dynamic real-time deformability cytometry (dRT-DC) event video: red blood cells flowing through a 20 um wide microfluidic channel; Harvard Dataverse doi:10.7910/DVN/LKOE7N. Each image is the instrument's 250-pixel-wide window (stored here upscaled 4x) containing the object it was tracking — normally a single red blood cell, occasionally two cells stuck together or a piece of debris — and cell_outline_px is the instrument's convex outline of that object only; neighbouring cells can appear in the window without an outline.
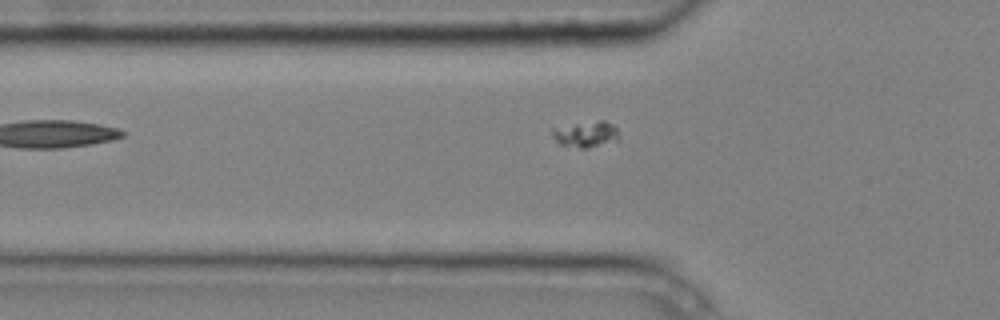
{"species": "common noctule bat (a hibernating species)", "species_latin": "Nyctalus noctula", "temperature_condition": "cold", "stored_images_in_passage": 3, "camera_frame_rate_fps": 3000, "um_per_image_px": 0.085, "animal": {"sex": "male", "body_mass_g": 20.4}, "frame": {"image": 1, "passage_image": 3, "time_ms": 0.667, "image_size_px": [1000, 320], "cell_outline_px": [[620, 140], [588, 148], [580, 148], [560, 144], [552, 136], [552, 128], [600, 120], [604, 120], [612, 124], [616, 128], [620, 136]], "centroid_in_image_um": [49.85, 11.42], "position_along_channel_um": 76.0, "area_um2": 10.06}}